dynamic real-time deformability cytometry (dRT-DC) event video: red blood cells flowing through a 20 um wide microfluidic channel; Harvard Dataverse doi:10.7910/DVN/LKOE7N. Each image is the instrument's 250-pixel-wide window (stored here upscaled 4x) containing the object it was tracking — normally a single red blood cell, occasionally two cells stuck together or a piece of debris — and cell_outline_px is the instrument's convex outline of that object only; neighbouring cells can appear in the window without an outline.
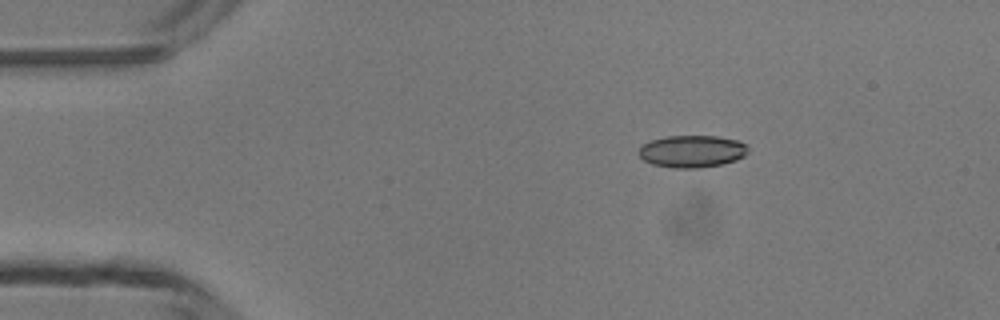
{"species": "common noctule bat (a hibernating species)", "species_latin": "Nyctalus noctula", "temperature_condition": "room temperature", "stored_images_in_passage": 4, "camera_frame_rate_fps": 3000, "um_per_image_px": 0.085, "animal": {"sex": "male", "body_mass_g": 13.3}, "frame": {"image": 1, "passage_image": 3, "time_ms": 2.333, "image_size_px": [1000, 320], "cell_outline_px": [[748, 152], [744, 156], [736, 160], [720, 164], [700, 168], [672, 168], [652, 164], [644, 160], [640, 156], [640, 144], [652, 140], [668, 136], [716, 136], [736, 140], [748, 144]], "centroid_in_image_um": [58.83, 12.86], "position_along_channel_um": 26.2, "area_um2": 20.52}}